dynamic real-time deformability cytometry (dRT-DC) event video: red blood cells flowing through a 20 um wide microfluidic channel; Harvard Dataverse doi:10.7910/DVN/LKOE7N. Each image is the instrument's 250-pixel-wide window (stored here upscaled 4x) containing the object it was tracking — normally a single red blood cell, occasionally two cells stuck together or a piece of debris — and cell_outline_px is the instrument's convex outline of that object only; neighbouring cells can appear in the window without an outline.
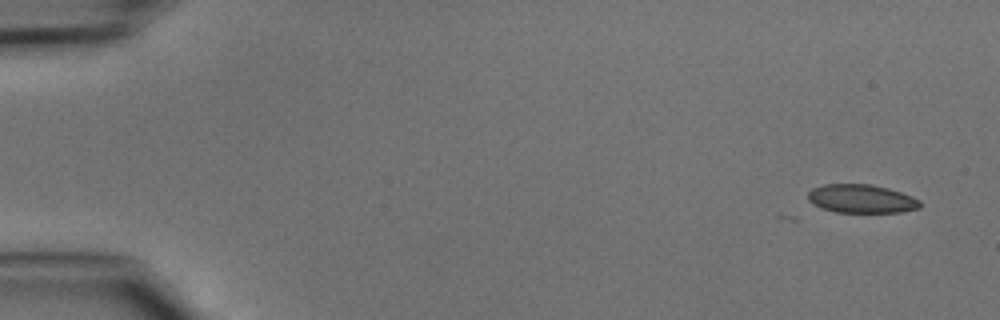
{"species": "common noctule bat (a hibernating species)", "species_latin": "Nyctalus noctula", "temperature_condition": "cold", "stored_images_in_passage": 9, "camera_frame_rate_fps": 3000, "um_per_image_px": 0.085, "animal": {"sex": "male", "body_mass_g": 15.6}, "frame": {"image": 1, "passage_image": 1, "time_ms": 0.0, "image_size_px": [1000, 320], "cell_outline_px": [[920, 208], [900, 212], [836, 212], [820, 208], [812, 204], [808, 200], [808, 192], [812, 188], [824, 184], [872, 184], [888, 188], [912, 196], [920, 200]], "centroid_in_image_um": [73.19, 16.89], "position_along_channel_um": 11.8, "area_um2": 18.73}}